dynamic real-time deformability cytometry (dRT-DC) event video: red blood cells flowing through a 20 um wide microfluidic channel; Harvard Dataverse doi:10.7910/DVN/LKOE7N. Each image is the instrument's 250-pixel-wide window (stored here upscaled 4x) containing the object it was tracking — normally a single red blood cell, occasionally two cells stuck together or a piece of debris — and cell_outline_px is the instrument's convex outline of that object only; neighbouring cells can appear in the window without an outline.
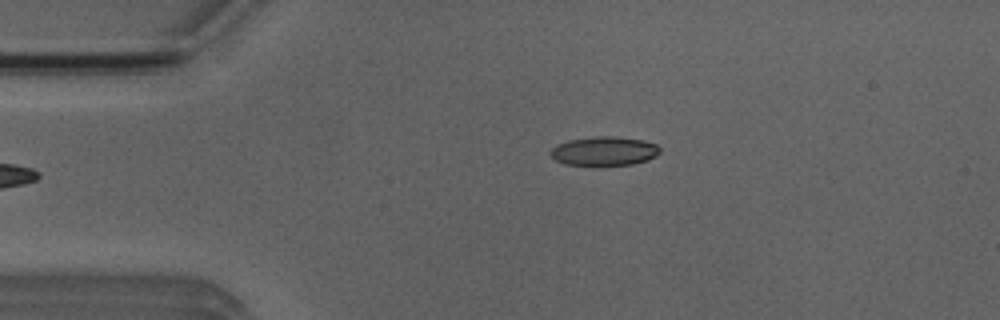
{"species": "Egyptian fruit bat (a non-hibernating species)", "species_latin": "Rousettus aegyptiacus", "temperature_condition": "room temperature", "stored_images_in_passage": 5, "camera_frame_rate_fps": 3000, "um_per_image_px": 0.085, "animal": {"sex": "male"}, "frame": {"image": 1, "passage_image": 5, "time_ms": 5.333, "image_size_px": [1000, 320], "cell_outline_px": [[660, 152], [656, 156], [648, 160], [632, 164], [564, 164], [556, 160], [548, 152], [556, 144], [568, 140], [596, 136], [612, 136], [644, 140], [656, 144], [660, 148]], "centroid_in_image_um": [51.36, 12.82], "position_along_channel_um": 33.6, "area_um2": 18.32}}